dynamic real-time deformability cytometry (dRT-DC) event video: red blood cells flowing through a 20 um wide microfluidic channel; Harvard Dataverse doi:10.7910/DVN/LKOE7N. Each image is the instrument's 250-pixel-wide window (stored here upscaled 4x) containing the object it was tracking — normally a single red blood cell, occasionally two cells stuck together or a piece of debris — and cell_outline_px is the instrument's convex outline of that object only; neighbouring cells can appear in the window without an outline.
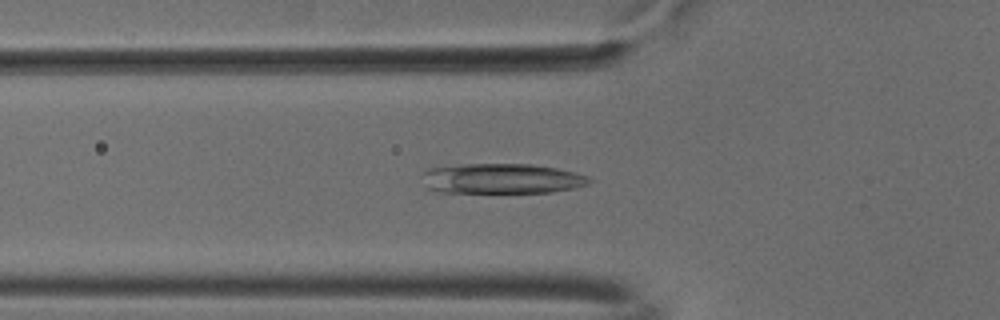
{"species": "common noctule bat (a hibernating species)", "species_latin": "Nyctalus noctula", "temperature_condition": "cold", "stored_images_in_passage": 41, "camera_frame_rate_fps": 3000, "um_per_image_px": 0.085, "animal": {"sex": "male", "body_mass_g": 18.8}, "frame": {"image": 1, "passage_image": 9, "time_ms": 2.667, "image_size_px": [1000, 320], "cell_outline_px": [[592, 180], [588, 184], [572, 188], [552, 192], [440, 192], [428, 188], [420, 176], [420, 172], [428, 168], [464, 164], [532, 164], [556, 168], [576, 172], [588, 176]], "centroid_in_image_um": [42.61, 15.17], "position_along_channel_um": 83.2, "area_um2": 29.42}}
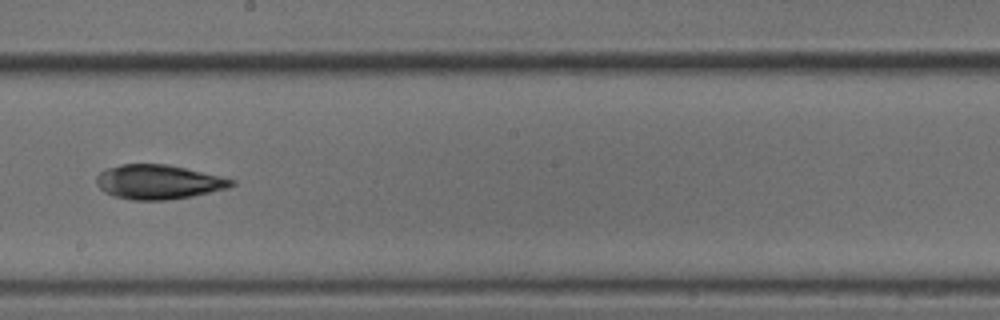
{"frame": {"image": 2, "passage_image": 21, "time_ms": 6.667, "image_size_px": [1000, 320], "cell_outline_px": [[236, 184], [228, 188], [192, 196], [168, 200], [132, 200], [112, 196], [104, 192], [96, 184], [96, 176], [100, 172], [108, 168], [120, 164], [168, 164], [220, 176], [236, 180]], "centroid_in_image_um": [13.45, 15.47], "position_along_channel_um": 234.7, "area_um2": 27.17}}
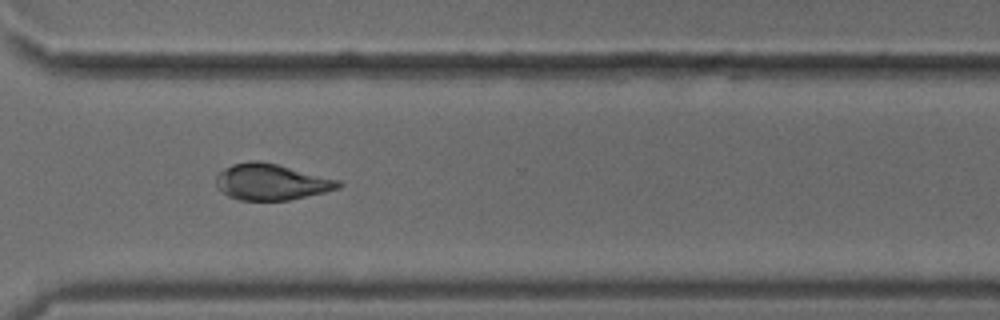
{"frame": {"image": 3, "passage_image": 30, "time_ms": 9.667, "image_size_px": [1000, 320], "cell_outline_px": [[344, 184], [340, 188], [324, 192], [288, 200], [240, 200], [228, 196], [220, 192], [216, 184], [216, 176], [224, 168], [232, 164], [248, 160], [256, 160], [276, 164], [340, 180]], "centroid_in_image_um": [23.04, 15.46], "position_along_channel_um": 347.6, "area_um2": 25.78}, "authors_computed_cell_mechanics": {"area_um2": 26.4724, "velocity_mm_per_s": 3.763, "shape_relaxation_time_tau1_ms": 7.2805, "shape_relaxation_time_tau2_ms": 3.4245, "deformation_change_tau1": 0.2333, "deformation_change_tau2": 0.085}}